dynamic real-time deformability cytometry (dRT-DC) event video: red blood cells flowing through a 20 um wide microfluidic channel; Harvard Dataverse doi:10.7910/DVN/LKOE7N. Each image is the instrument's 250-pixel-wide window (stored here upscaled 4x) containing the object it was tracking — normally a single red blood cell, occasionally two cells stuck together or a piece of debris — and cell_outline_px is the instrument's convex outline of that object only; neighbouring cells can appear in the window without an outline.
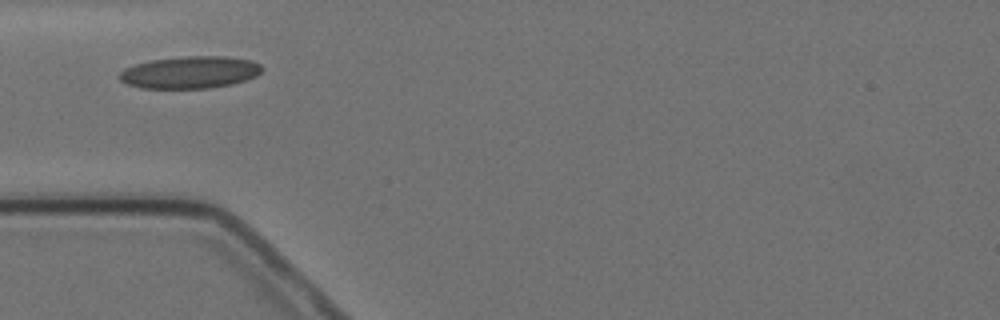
{"species": "Egyptian fruit bat (a non-hibernating species)", "species_latin": "Rousettus aegyptiacus", "temperature_condition": "cold", "stored_images_in_passage": 12, "camera_frame_rate_fps": 3000, "um_per_image_px": 0.085, "animal": {"sex": "female"}, "frame": {"image": 1, "passage_image": 2, "time_ms": 2.0, "image_size_px": [1000, 320], "cell_outline_px": [[264, 68], [256, 76], [232, 84], [208, 88], [140, 88], [128, 84], [120, 80], [120, 72], [124, 68], [136, 64], [152, 60], [184, 56], [224, 56], [252, 60], [260, 64]], "centroid_in_image_um": [16.17, 6.14], "position_along_channel_um": 68.8, "area_um2": 26.65}}
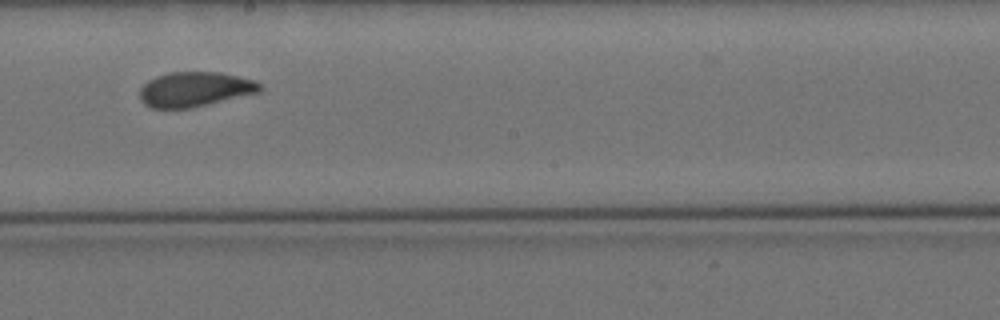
{"frame": {"image": 2, "passage_image": 6, "time_ms": 6.667, "image_size_px": [1000, 320], "cell_outline_px": [[260, 92], [192, 108], [152, 108], [144, 104], [140, 100], [140, 88], [148, 80], [156, 76], [168, 72], [220, 72], [256, 80], [260, 84]], "centroid_in_image_um": [16.55, 7.59], "position_along_channel_um": 231.7, "area_um2": 24.45}}
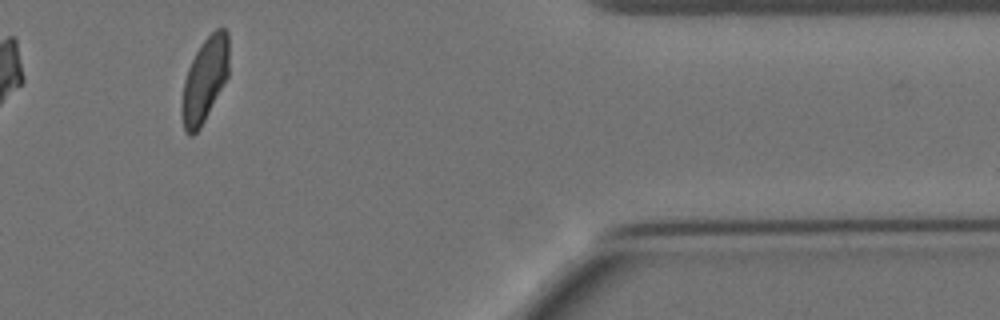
{"frame": {"image": 3, "passage_image": 11, "time_ms": 12.333, "image_size_px": [1000, 320], "cell_outline_px": [[228, 76], [200, 128], [192, 136], [188, 136], [184, 128], [180, 112], [180, 104], [184, 80], [188, 68], [200, 44], [216, 28], [224, 28], [228, 32]], "centroid_in_image_um": [17.37, 6.8], "position_along_channel_um": 394.0, "area_um2": 23.18}, "authors_computed_cell_mechanics": {"area_um2": 24.2471, "velocity_mm_per_s": 3.4786, "shape_relaxation_time_tau1_ms": null, "shape_relaxation_time_tau2_ms": 1.5034, "deformation_change_tau1": null, "deformation_change_tau2": 0.0774}}